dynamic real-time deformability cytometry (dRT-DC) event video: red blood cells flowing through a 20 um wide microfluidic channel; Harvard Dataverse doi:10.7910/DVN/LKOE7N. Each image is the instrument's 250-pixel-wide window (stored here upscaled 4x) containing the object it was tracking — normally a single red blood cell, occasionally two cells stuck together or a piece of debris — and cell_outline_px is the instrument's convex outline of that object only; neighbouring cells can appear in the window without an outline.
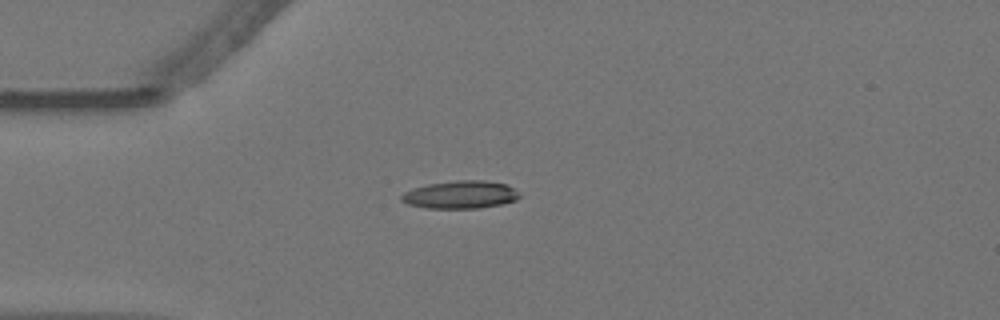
{"species": "Egyptian fruit bat (a non-hibernating species)", "species_latin": "Rousettus aegyptiacus", "temperature_condition": "warm", "stored_images_in_passage": 43, "camera_frame_rate_fps": 3000, "um_per_image_px": 0.085, "animal": {"sex": "female"}, "frame": {"image": 1, "passage_image": 1, "time_ms": 0.0, "image_size_px": [1000, 320], "cell_outline_px": [[520, 196], [516, 200], [500, 204], [480, 208], [424, 208], [408, 204], [400, 200], [400, 196], [404, 192], [412, 188], [428, 184], [456, 180], [484, 180], [508, 184]], "centroid_in_image_um": [39.1, 16.54], "position_along_channel_um": 45.9, "area_um2": 19.13}}
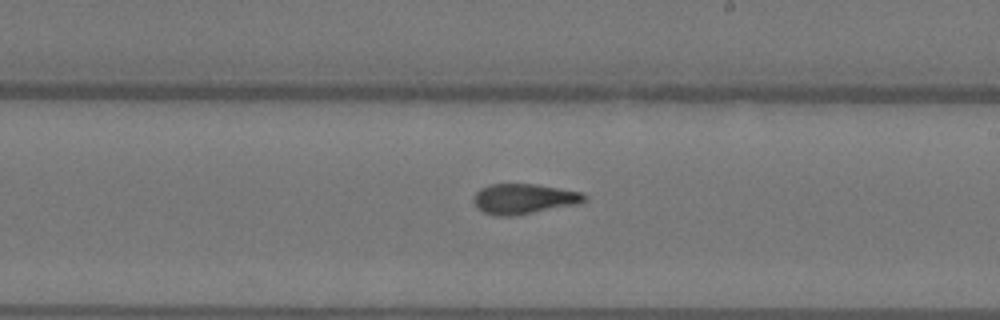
{"frame": {"image": 2, "passage_image": 19, "time_ms": 6.0, "image_size_px": [1000, 320], "cell_outline_px": [[588, 200], [576, 204], [512, 216], [496, 216], [484, 212], [476, 208], [472, 200], [472, 196], [480, 188], [488, 184], [536, 184], [584, 192], [588, 196]], "centroid_in_image_um": [44.51, 16.89], "position_along_channel_um": 244.5, "area_um2": 19.71}}
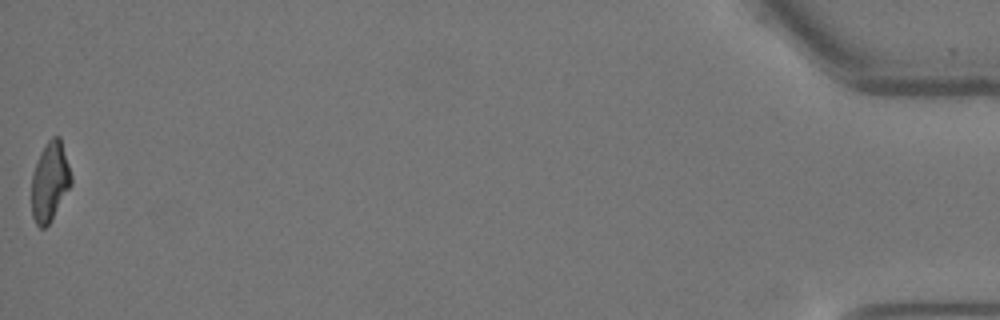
{"frame": {"image": 3, "passage_image": 43, "time_ms": 14.0, "image_size_px": [1000, 320], "cell_outline_px": [[72, 184], [48, 224], [44, 228], [40, 228], [36, 224], [32, 216], [32, 172], [40, 152], [48, 140], [52, 136], [60, 136], [72, 176]], "centroid_in_image_um": [4.24, 15.41], "position_along_channel_um": 431.0, "area_um2": 18.21}, "authors_computed_cell_mechanics": {"area_um2": 19.363, "velocity_mm_per_s": 3.5813, "shape_relaxation_time_tau1_ms": 5.8657, "shape_relaxation_time_tau2_ms": 1.4239, "deformation_change_tau1": 0.2072, "deformation_change_tau2": 0.076}}